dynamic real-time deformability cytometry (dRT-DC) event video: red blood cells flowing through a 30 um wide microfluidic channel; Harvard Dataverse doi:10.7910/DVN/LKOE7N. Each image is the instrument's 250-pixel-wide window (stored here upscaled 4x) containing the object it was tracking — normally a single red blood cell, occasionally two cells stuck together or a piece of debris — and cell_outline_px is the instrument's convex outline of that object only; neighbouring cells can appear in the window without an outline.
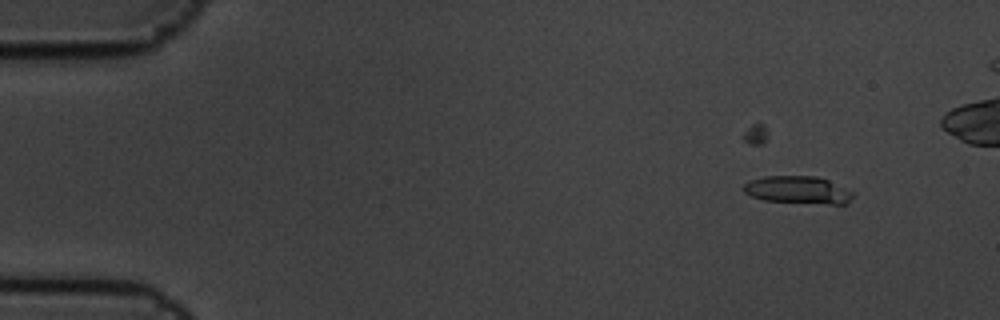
{"species": "common noctule bat (a hibernating species)", "species_latin": "Nyctalus noctula", "temperature_condition": "cold", "stored_images_in_passage": 7, "camera_frame_rate_fps": 3000, "um_per_image_px": 0.085, "animal": {"sex": "male", "body_mass_g": 19.5, "forearm_length_mm": 54.6}, "frame": {"image": 1, "passage_image": 1, "time_ms": 0.0, "image_size_px": [1000, 320], "cell_outline_px": [[852, 196], [848, 204], [828, 204], [764, 200], [752, 196], [744, 192], [744, 184], [752, 180], [764, 176], [816, 176], [828, 180], [852, 192]], "centroid_in_image_um": [67.83, 16.14], "position_along_channel_um": 17.2, "area_um2": 17.28}}